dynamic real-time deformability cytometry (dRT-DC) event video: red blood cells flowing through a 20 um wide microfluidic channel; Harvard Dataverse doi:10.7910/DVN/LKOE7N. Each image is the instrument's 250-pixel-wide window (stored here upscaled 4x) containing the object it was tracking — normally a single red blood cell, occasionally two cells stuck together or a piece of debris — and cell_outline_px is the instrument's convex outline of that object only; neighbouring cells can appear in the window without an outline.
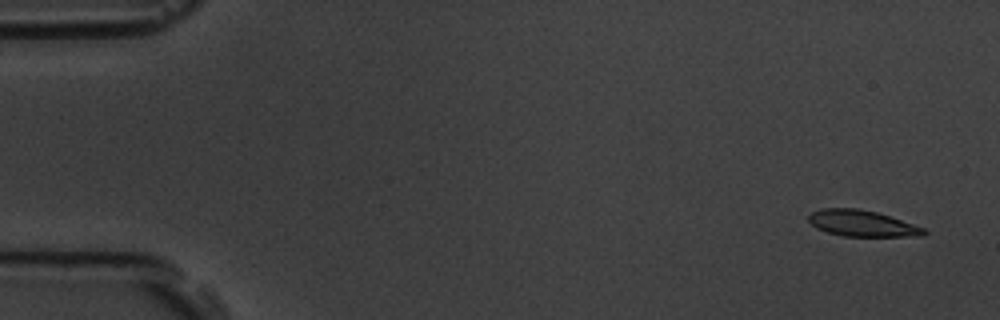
{"species": "common noctule bat (a hibernating species)", "species_latin": "Nyctalus noctula", "temperature_condition": "room temperature", "stored_images_in_passage": 5, "camera_frame_rate_fps": 3000, "um_per_image_px": 0.085, "animal": {"sex": "male", "body_mass_g": 19.5, "forearm_length_mm": 54.6}, "frame": {"image": 1, "passage_image": 1, "time_ms": 0.0, "image_size_px": [1000, 320], "cell_outline_px": [[928, 232], [924, 236], [844, 236], [828, 232], [816, 228], [808, 220], [808, 216], [812, 212], [824, 208], [856, 208], [876, 212], [924, 228]], "centroid_in_image_um": [73.26, 18.99], "position_along_channel_um": 11.7, "area_um2": 17.34}}
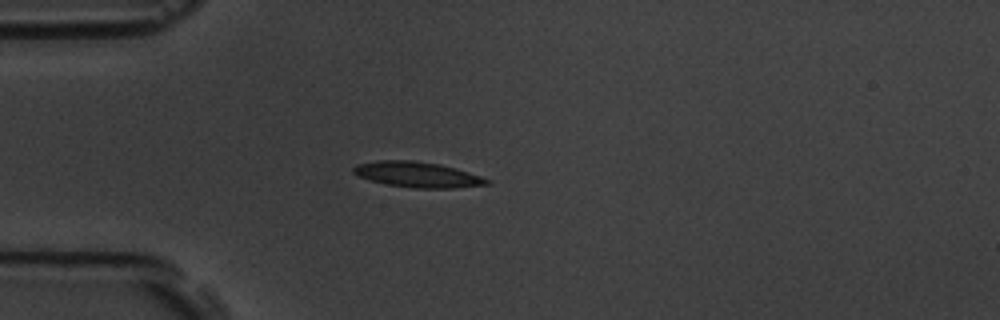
{"frame": {"image": 2, "passage_image": 5, "time_ms": 4.333, "image_size_px": [1000, 320], "cell_outline_px": [[492, 180], [488, 184], [452, 188], [412, 188], [388, 184], [372, 180], [360, 176], [352, 172], [352, 168], [356, 164], [380, 160], [412, 160], [440, 164], [456, 168]], "centroid_in_image_um": [35.49, 14.83], "position_along_channel_um": 49.5, "area_um2": 19.65}}